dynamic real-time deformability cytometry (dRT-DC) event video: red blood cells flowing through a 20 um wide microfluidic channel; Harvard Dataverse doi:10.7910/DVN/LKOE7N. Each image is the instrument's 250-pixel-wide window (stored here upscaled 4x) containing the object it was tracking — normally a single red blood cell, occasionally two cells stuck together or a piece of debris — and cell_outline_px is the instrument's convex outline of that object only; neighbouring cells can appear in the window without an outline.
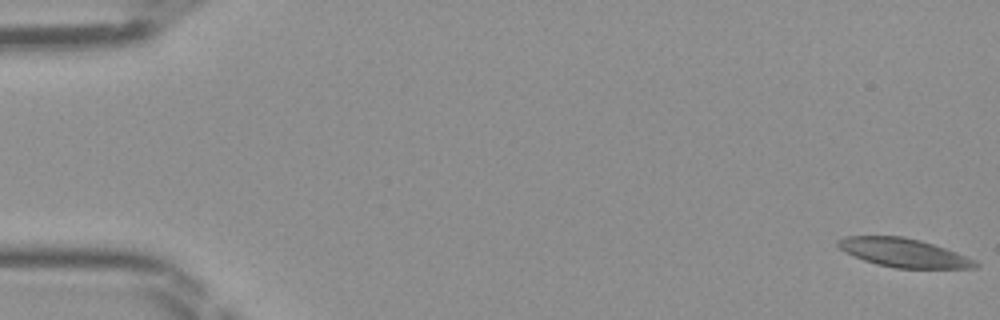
{"species": "Egyptian fruit bat (a non-hibernating species)", "species_latin": "Rousettus aegyptiacus", "temperature_condition": "room temperature", "stored_images_in_passage": 47, "camera_frame_rate_fps": 3000, "um_per_image_px": 0.085, "frame": {"image": 1, "passage_image": 1, "time_ms": 0.0, "image_size_px": [1000, 320], "cell_outline_px": [[980, 264], [976, 268], [896, 268], [876, 264], [864, 260], [844, 252], [836, 244], [836, 240], [844, 236], [904, 236], [920, 240], [956, 252], [976, 260]], "centroid_in_image_um": [76.79, 21.48], "position_along_channel_um": 8.2, "area_um2": 22.95}}
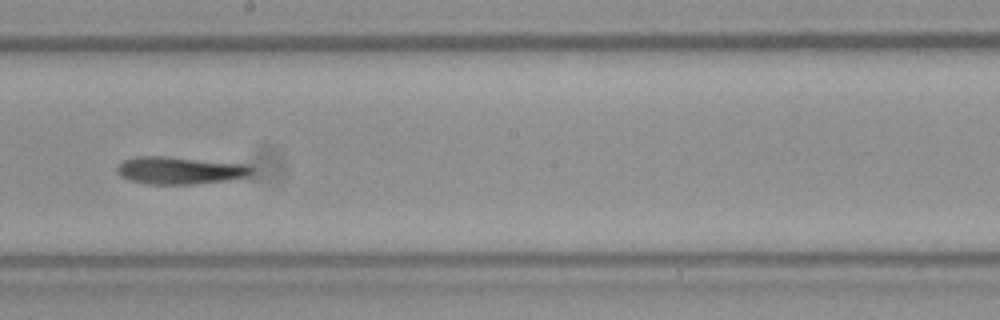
{"frame": {"image": 2, "passage_image": 27, "time_ms": 8.667, "image_size_px": [1000, 320], "cell_outline_px": [[256, 168], [252, 176], [228, 180], [192, 184], [148, 184], [128, 180], [120, 176], [116, 172], [116, 168], [124, 160], [136, 156], [168, 156], [252, 164]], "centroid_in_image_um": [15.38, 14.47], "position_along_channel_um": 232.8, "area_um2": 22.14}}
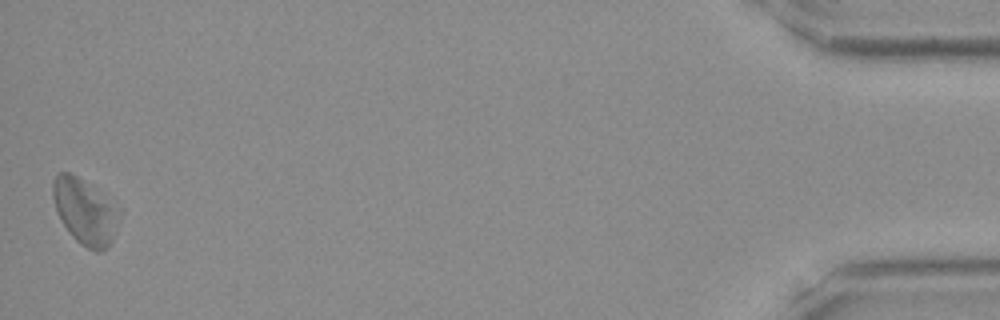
{"frame": {"image": 3, "passage_image": 47, "time_ms": 15.333, "image_size_px": [1000, 320], "cell_outline_px": [[112, 240], [108, 248], [100, 252], [96, 252], [80, 244], [72, 236], [64, 224], [56, 208], [52, 196], [52, 184], [56, 176], [60, 172], [68, 172], [76, 176], [112, 208]], "centroid_in_image_um": [7.05, 18.03], "position_along_channel_um": 428.2, "area_um2": 22.77}}